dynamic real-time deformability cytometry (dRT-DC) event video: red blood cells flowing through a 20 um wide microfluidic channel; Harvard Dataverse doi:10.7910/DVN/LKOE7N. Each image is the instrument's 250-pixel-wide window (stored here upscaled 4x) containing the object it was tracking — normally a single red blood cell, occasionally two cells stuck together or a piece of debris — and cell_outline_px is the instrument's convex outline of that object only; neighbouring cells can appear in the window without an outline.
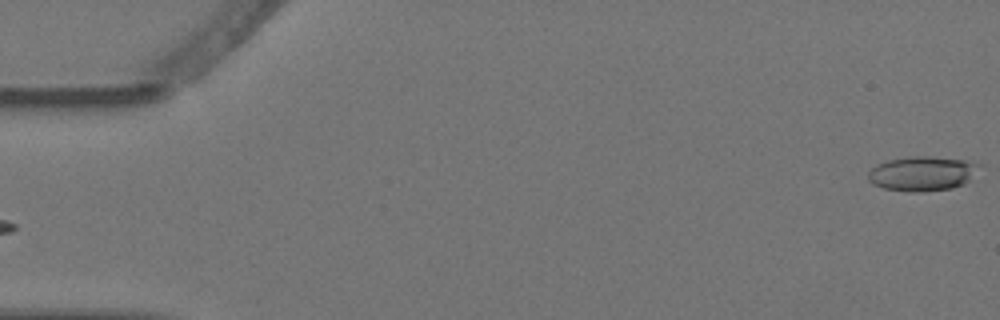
{"species": "Egyptian fruit bat (a non-hibernating species)", "species_latin": "Rousettus aegyptiacus", "temperature_condition": "warm", "stored_images_in_passage": 3, "segment_of_instrument_passage": [2, 2], "camera_frame_rate_fps": 3000, "um_per_image_px": 0.085, "animal": {"sex": "female"}, "frame": {"image": 1, "passage_image": 3, "time_ms": 0.667, "image_size_px": [1000, 320], "cell_outline_px": [[984, 164], [964, 184], [952, 188], [924, 192], [908, 192], [884, 188], [872, 184], [868, 180], [868, 172], [876, 164], [888, 160], [912, 156], [928, 156], [964, 160]], "centroid_in_image_um": [78.39, 14.75], "position_along_channel_um": 6.6, "area_um2": 22.54}}